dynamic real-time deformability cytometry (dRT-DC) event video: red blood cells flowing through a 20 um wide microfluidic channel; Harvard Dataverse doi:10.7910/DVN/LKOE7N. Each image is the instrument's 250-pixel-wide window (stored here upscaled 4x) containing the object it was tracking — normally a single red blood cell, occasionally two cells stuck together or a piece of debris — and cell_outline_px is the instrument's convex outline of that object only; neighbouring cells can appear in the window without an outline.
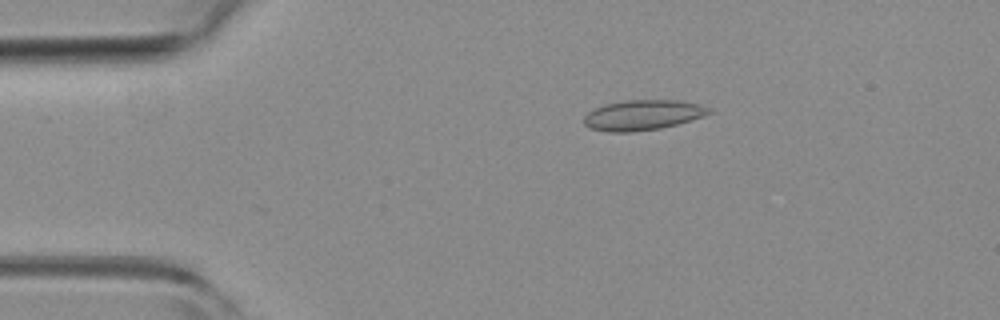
{"species": "common noctule bat (a hibernating species)", "species_latin": "Nyctalus noctula", "temperature_condition": "room temperature", "stored_images_in_passage": 5, "camera_frame_rate_fps": 3000, "um_per_image_px": 0.085, "animal": {"sex": "female", "body_mass_g": 19.3, "forearm_length_mm": 54.1}, "frame": {"image": 1, "passage_image": 2, "time_ms": 0.333, "image_size_px": [1000, 320], "cell_outline_px": [[716, 112], [704, 116], [676, 124], [660, 128], [632, 132], [608, 132], [588, 128], [584, 124], [584, 116], [588, 112], [604, 104], [624, 100], [680, 100], [712, 108]], "centroid_in_image_um": [54.64, 9.78], "position_along_channel_um": 30.4, "area_um2": 22.14}}
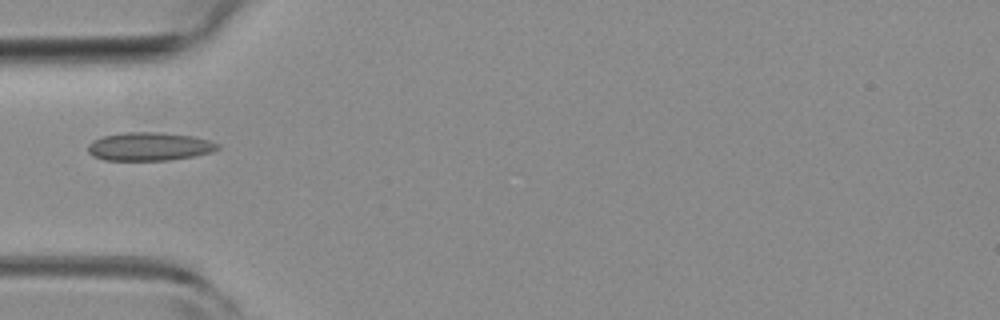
{"frame": {"image": 2, "passage_image": 4, "time_ms": 1.0, "image_size_px": [1000, 320], "cell_outline_px": [[220, 148], [212, 152], [196, 156], [168, 160], [104, 160], [92, 156], [88, 152], [88, 144], [92, 140], [104, 136], [124, 132], [164, 132], [192, 136], [208, 140], [220, 144]], "centroid_in_image_um": [12.7, 12.45], "position_along_channel_um": 72.3, "area_um2": 21.62}}
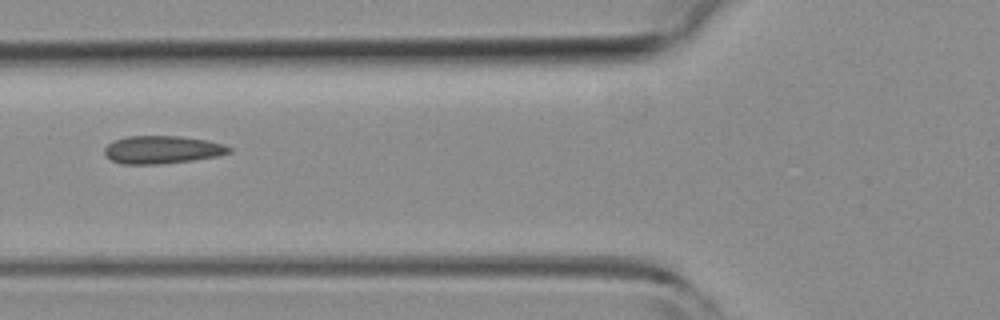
{"frame": {"image": 3, "passage_image": 5, "time_ms": 1.333, "image_size_px": [1000, 320], "cell_outline_px": [[232, 152], [216, 156], [192, 160], [160, 164], [120, 164], [104, 156], [104, 148], [108, 144], [116, 140], [128, 136], [180, 136], [208, 140], [224, 144], [232, 148]], "centroid_in_image_um": [13.78, 12.72], "position_along_channel_um": 112.0, "area_um2": 20.29}}